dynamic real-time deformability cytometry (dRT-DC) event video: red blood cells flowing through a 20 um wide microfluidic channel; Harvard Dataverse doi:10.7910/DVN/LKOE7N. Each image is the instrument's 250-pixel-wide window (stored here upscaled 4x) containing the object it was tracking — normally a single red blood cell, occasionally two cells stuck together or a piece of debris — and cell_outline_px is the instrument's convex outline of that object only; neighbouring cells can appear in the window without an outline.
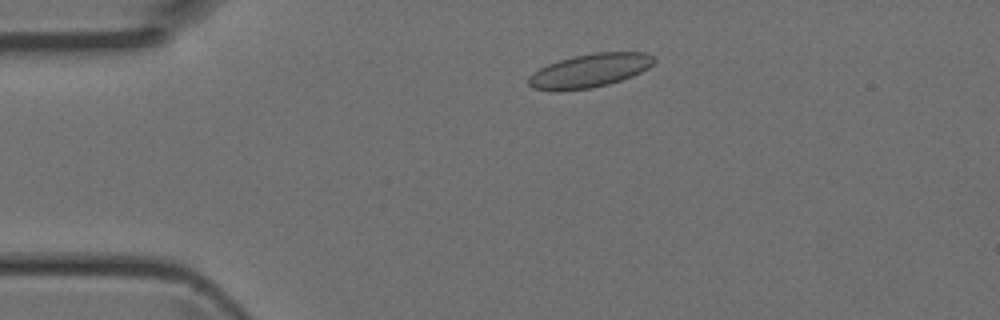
{"species": "Egyptian fruit bat (a non-hibernating species)", "species_latin": "Rousettus aegyptiacus", "temperature_condition": "room temperature", "stored_images_in_passage": 2, "camera_frame_rate_fps": 3000, "um_per_image_px": 0.085, "animal": {"sex": "female"}, "frame": {"image": 1, "passage_image": 1, "time_ms": 0.0, "image_size_px": [1000, 320], "cell_outline_px": [[656, 60], [648, 68], [632, 76], [608, 84], [592, 88], [556, 92], [552, 92], [532, 88], [528, 84], [528, 76], [540, 68], [548, 64], [572, 56], [596, 52], [644, 52], [652, 56]], "centroid_in_image_um": [50.08, 6.02], "position_along_channel_um": 34.9, "area_um2": 24.74}}